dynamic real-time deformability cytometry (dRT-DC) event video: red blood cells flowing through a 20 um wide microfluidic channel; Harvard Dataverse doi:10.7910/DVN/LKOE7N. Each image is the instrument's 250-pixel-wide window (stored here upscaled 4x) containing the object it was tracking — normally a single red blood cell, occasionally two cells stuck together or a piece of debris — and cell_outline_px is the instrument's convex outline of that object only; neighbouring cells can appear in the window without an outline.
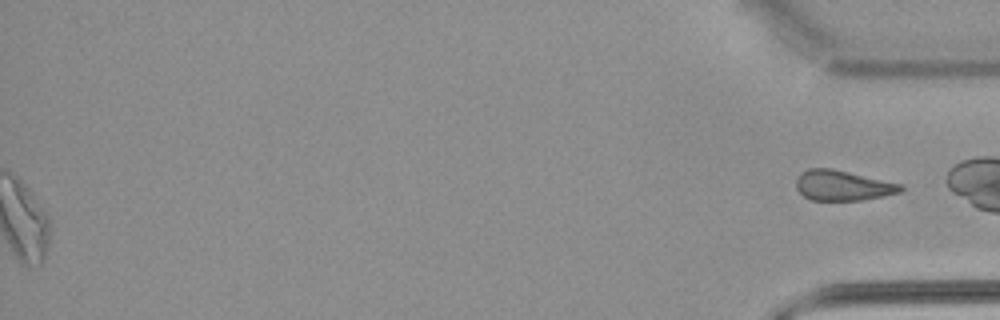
{"species": "common noctule bat (a hibernating species)", "species_latin": "Nyctalus noctula", "temperature_condition": "warm", "stored_images_in_passage": 45, "segment_of_instrument_passage": [2, 2], "camera_frame_rate_fps": 3000, "um_per_image_px": 0.085, "animal": {"sex": "male", "body_mass_g": 21.5, "forearm_length_mm": 52.0}, "frame": {"image": 1, "passage_image": 45, "time_ms": 14.667, "image_size_px": [1000, 320], "cell_outline_px": [[904, 188], [900, 192], [860, 200], [812, 200], [804, 196], [796, 188], [796, 180], [800, 172], [808, 168], [832, 168], [904, 184]], "centroid_in_image_um": [71.62, 15.75], "position_along_channel_um": 363.6, "area_um2": 18.44}}